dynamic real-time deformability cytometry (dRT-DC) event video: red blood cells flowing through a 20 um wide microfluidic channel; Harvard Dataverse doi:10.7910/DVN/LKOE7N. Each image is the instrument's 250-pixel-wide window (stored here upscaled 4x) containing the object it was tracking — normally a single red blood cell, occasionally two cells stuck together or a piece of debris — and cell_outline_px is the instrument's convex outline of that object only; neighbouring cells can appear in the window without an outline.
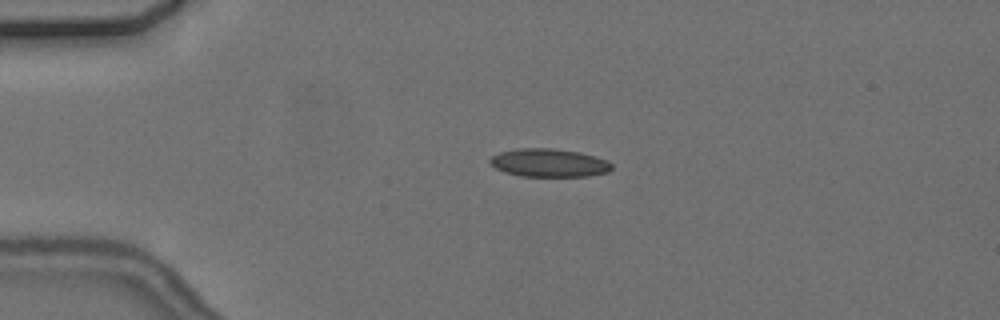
{"species": "common noctule bat (a hibernating species)", "species_latin": "Nyctalus noctula", "temperature_condition": "cold", "stored_images_in_passage": 3, "camera_frame_rate_fps": 3000, "um_per_image_px": 0.085, "animal": {"sex": "female", "body_mass_g": 24.6, "forearm_length_mm": 56.2}, "frame": {"image": 1, "passage_image": 2, "time_ms": 2.0, "image_size_px": [1000, 320], "cell_outline_px": [[612, 168], [608, 172], [588, 176], [520, 176], [504, 172], [496, 168], [488, 160], [492, 156], [500, 152], [516, 148], [556, 148], [580, 152], [596, 156], [608, 160], [612, 164]], "centroid_in_image_um": [46.68, 13.83], "position_along_channel_um": 38.3, "area_um2": 20.17}}